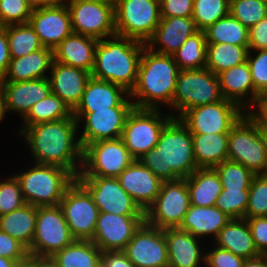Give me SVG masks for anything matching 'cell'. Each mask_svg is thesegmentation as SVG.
<instances>
[{
    "instance_id": "6",
    "label": "cell",
    "mask_w": 267,
    "mask_h": 267,
    "mask_svg": "<svg viewBox=\"0 0 267 267\" xmlns=\"http://www.w3.org/2000/svg\"><path fill=\"white\" fill-rule=\"evenodd\" d=\"M224 99L219 77L209 69L180 70L172 100V108L177 109L179 114L173 117L179 118L190 108L217 103Z\"/></svg>"
},
{
    "instance_id": "2",
    "label": "cell",
    "mask_w": 267,
    "mask_h": 267,
    "mask_svg": "<svg viewBox=\"0 0 267 267\" xmlns=\"http://www.w3.org/2000/svg\"><path fill=\"white\" fill-rule=\"evenodd\" d=\"M138 160L162 182L186 178L198 169L191 133L174 117L162 129L156 147Z\"/></svg>"
},
{
    "instance_id": "60",
    "label": "cell",
    "mask_w": 267,
    "mask_h": 267,
    "mask_svg": "<svg viewBox=\"0 0 267 267\" xmlns=\"http://www.w3.org/2000/svg\"><path fill=\"white\" fill-rule=\"evenodd\" d=\"M26 261L27 260H13L0 256V267H16L18 264Z\"/></svg>"
},
{
    "instance_id": "28",
    "label": "cell",
    "mask_w": 267,
    "mask_h": 267,
    "mask_svg": "<svg viewBox=\"0 0 267 267\" xmlns=\"http://www.w3.org/2000/svg\"><path fill=\"white\" fill-rule=\"evenodd\" d=\"M98 39L71 33L54 50V61L92 73Z\"/></svg>"
},
{
    "instance_id": "51",
    "label": "cell",
    "mask_w": 267,
    "mask_h": 267,
    "mask_svg": "<svg viewBox=\"0 0 267 267\" xmlns=\"http://www.w3.org/2000/svg\"><path fill=\"white\" fill-rule=\"evenodd\" d=\"M256 249L267 254V216L246 218Z\"/></svg>"
},
{
    "instance_id": "32",
    "label": "cell",
    "mask_w": 267,
    "mask_h": 267,
    "mask_svg": "<svg viewBox=\"0 0 267 267\" xmlns=\"http://www.w3.org/2000/svg\"><path fill=\"white\" fill-rule=\"evenodd\" d=\"M228 135L229 133L191 134L197 168H214L228 160Z\"/></svg>"
},
{
    "instance_id": "1",
    "label": "cell",
    "mask_w": 267,
    "mask_h": 267,
    "mask_svg": "<svg viewBox=\"0 0 267 267\" xmlns=\"http://www.w3.org/2000/svg\"><path fill=\"white\" fill-rule=\"evenodd\" d=\"M78 129V122L72 116L29 126L20 135L25 137L35 163L62 167L76 178L82 167L83 152L76 135Z\"/></svg>"
},
{
    "instance_id": "16",
    "label": "cell",
    "mask_w": 267,
    "mask_h": 267,
    "mask_svg": "<svg viewBox=\"0 0 267 267\" xmlns=\"http://www.w3.org/2000/svg\"><path fill=\"white\" fill-rule=\"evenodd\" d=\"M87 189L99 211L126 216H144V211L121 187L118 178L76 177Z\"/></svg>"
},
{
    "instance_id": "42",
    "label": "cell",
    "mask_w": 267,
    "mask_h": 267,
    "mask_svg": "<svg viewBox=\"0 0 267 267\" xmlns=\"http://www.w3.org/2000/svg\"><path fill=\"white\" fill-rule=\"evenodd\" d=\"M230 0H194L192 18L200 31H204L229 14Z\"/></svg>"
},
{
    "instance_id": "59",
    "label": "cell",
    "mask_w": 267,
    "mask_h": 267,
    "mask_svg": "<svg viewBox=\"0 0 267 267\" xmlns=\"http://www.w3.org/2000/svg\"><path fill=\"white\" fill-rule=\"evenodd\" d=\"M32 9L41 8L43 6L51 5L57 0H25Z\"/></svg>"
},
{
    "instance_id": "39",
    "label": "cell",
    "mask_w": 267,
    "mask_h": 267,
    "mask_svg": "<svg viewBox=\"0 0 267 267\" xmlns=\"http://www.w3.org/2000/svg\"><path fill=\"white\" fill-rule=\"evenodd\" d=\"M207 41L204 31L188 37L184 44L173 54L180 70L202 69L206 65Z\"/></svg>"
},
{
    "instance_id": "63",
    "label": "cell",
    "mask_w": 267,
    "mask_h": 267,
    "mask_svg": "<svg viewBox=\"0 0 267 267\" xmlns=\"http://www.w3.org/2000/svg\"><path fill=\"white\" fill-rule=\"evenodd\" d=\"M91 1L106 3V4H110V5L116 4V0H91Z\"/></svg>"
},
{
    "instance_id": "25",
    "label": "cell",
    "mask_w": 267,
    "mask_h": 267,
    "mask_svg": "<svg viewBox=\"0 0 267 267\" xmlns=\"http://www.w3.org/2000/svg\"><path fill=\"white\" fill-rule=\"evenodd\" d=\"M218 77L222 95L226 100L236 103L245 112H249L252 107L254 109L260 95L254 89L247 61L223 70Z\"/></svg>"
},
{
    "instance_id": "4",
    "label": "cell",
    "mask_w": 267,
    "mask_h": 267,
    "mask_svg": "<svg viewBox=\"0 0 267 267\" xmlns=\"http://www.w3.org/2000/svg\"><path fill=\"white\" fill-rule=\"evenodd\" d=\"M145 46L144 42L118 35L98 40L91 76L119 85L131 93L137 83Z\"/></svg>"
},
{
    "instance_id": "62",
    "label": "cell",
    "mask_w": 267,
    "mask_h": 267,
    "mask_svg": "<svg viewBox=\"0 0 267 267\" xmlns=\"http://www.w3.org/2000/svg\"><path fill=\"white\" fill-rule=\"evenodd\" d=\"M259 130H260L261 137L263 138L264 146H265L266 153H267V128H259Z\"/></svg>"
},
{
    "instance_id": "44",
    "label": "cell",
    "mask_w": 267,
    "mask_h": 267,
    "mask_svg": "<svg viewBox=\"0 0 267 267\" xmlns=\"http://www.w3.org/2000/svg\"><path fill=\"white\" fill-rule=\"evenodd\" d=\"M267 216V174H255L244 218Z\"/></svg>"
},
{
    "instance_id": "31",
    "label": "cell",
    "mask_w": 267,
    "mask_h": 267,
    "mask_svg": "<svg viewBox=\"0 0 267 267\" xmlns=\"http://www.w3.org/2000/svg\"><path fill=\"white\" fill-rule=\"evenodd\" d=\"M215 244L244 259L259 255L245 218L230 219L219 231Z\"/></svg>"
},
{
    "instance_id": "21",
    "label": "cell",
    "mask_w": 267,
    "mask_h": 267,
    "mask_svg": "<svg viewBox=\"0 0 267 267\" xmlns=\"http://www.w3.org/2000/svg\"><path fill=\"white\" fill-rule=\"evenodd\" d=\"M126 98L131 99L130 93L123 87L91 76L73 113H90L95 110H109L111 107H135L133 101Z\"/></svg>"
},
{
    "instance_id": "33",
    "label": "cell",
    "mask_w": 267,
    "mask_h": 267,
    "mask_svg": "<svg viewBox=\"0 0 267 267\" xmlns=\"http://www.w3.org/2000/svg\"><path fill=\"white\" fill-rule=\"evenodd\" d=\"M186 184L193 206H213L220 193L222 184L214 168H198L186 177Z\"/></svg>"
},
{
    "instance_id": "52",
    "label": "cell",
    "mask_w": 267,
    "mask_h": 267,
    "mask_svg": "<svg viewBox=\"0 0 267 267\" xmlns=\"http://www.w3.org/2000/svg\"><path fill=\"white\" fill-rule=\"evenodd\" d=\"M194 0H160L161 18L192 17Z\"/></svg>"
},
{
    "instance_id": "40",
    "label": "cell",
    "mask_w": 267,
    "mask_h": 267,
    "mask_svg": "<svg viewBox=\"0 0 267 267\" xmlns=\"http://www.w3.org/2000/svg\"><path fill=\"white\" fill-rule=\"evenodd\" d=\"M6 35L11 58L23 57L43 48L35 29L30 23L7 25Z\"/></svg>"
},
{
    "instance_id": "20",
    "label": "cell",
    "mask_w": 267,
    "mask_h": 267,
    "mask_svg": "<svg viewBox=\"0 0 267 267\" xmlns=\"http://www.w3.org/2000/svg\"><path fill=\"white\" fill-rule=\"evenodd\" d=\"M144 222V216L116 215L99 211L95 235L91 241L102 252L123 251Z\"/></svg>"
},
{
    "instance_id": "5",
    "label": "cell",
    "mask_w": 267,
    "mask_h": 267,
    "mask_svg": "<svg viewBox=\"0 0 267 267\" xmlns=\"http://www.w3.org/2000/svg\"><path fill=\"white\" fill-rule=\"evenodd\" d=\"M34 164L27 171L15 175L26 204L36 207L59 205L65 190L76 178L59 166Z\"/></svg>"
},
{
    "instance_id": "36",
    "label": "cell",
    "mask_w": 267,
    "mask_h": 267,
    "mask_svg": "<svg viewBox=\"0 0 267 267\" xmlns=\"http://www.w3.org/2000/svg\"><path fill=\"white\" fill-rule=\"evenodd\" d=\"M248 52V45L207 43L205 68L218 75L223 70L246 62Z\"/></svg>"
},
{
    "instance_id": "35",
    "label": "cell",
    "mask_w": 267,
    "mask_h": 267,
    "mask_svg": "<svg viewBox=\"0 0 267 267\" xmlns=\"http://www.w3.org/2000/svg\"><path fill=\"white\" fill-rule=\"evenodd\" d=\"M102 251L91 240H75L51 258L58 267H100Z\"/></svg>"
},
{
    "instance_id": "37",
    "label": "cell",
    "mask_w": 267,
    "mask_h": 267,
    "mask_svg": "<svg viewBox=\"0 0 267 267\" xmlns=\"http://www.w3.org/2000/svg\"><path fill=\"white\" fill-rule=\"evenodd\" d=\"M72 116L73 111L69 106L51 92L44 99L35 103L22 118L24 125L22 127L23 129L19 131V134L29 126L49 121H57Z\"/></svg>"
},
{
    "instance_id": "22",
    "label": "cell",
    "mask_w": 267,
    "mask_h": 267,
    "mask_svg": "<svg viewBox=\"0 0 267 267\" xmlns=\"http://www.w3.org/2000/svg\"><path fill=\"white\" fill-rule=\"evenodd\" d=\"M117 178L121 187L144 212L155 201L162 184L139 160H134Z\"/></svg>"
},
{
    "instance_id": "54",
    "label": "cell",
    "mask_w": 267,
    "mask_h": 267,
    "mask_svg": "<svg viewBox=\"0 0 267 267\" xmlns=\"http://www.w3.org/2000/svg\"><path fill=\"white\" fill-rule=\"evenodd\" d=\"M100 267H135L123 251H103Z\"/></svg>"
},
{
    "instance_id": "3",
    "label": "cell",
    "mask_w": 267,
    "mask_h": 267,
    "mask_svg": "<svg viewBox=\"0 0 267 267\" xmlns=\"http://www.w3.org/2000/svg\"><path fill=\"white\" fill-rule=\"evenodd\" d=\"M178 68L173 55H162L143 49L138 67V78L130 98L137 100V108L160 109L164 103L172 107L176 91Z\"/></svg>"
},
{
    "instance_id": "34",
    "label": "cell",
    "mask_w": 267,
    "mask_h": 267,
    "mask_svg": "<svg viewBox=\"0 0 267 267\" xmlns=\"http://www.w3.org/2000/svg\"><path fill=\"white\" fill-rule=\"evenodd\" d=\"M36 218L37 207L25 204L17 210L0 216V230L29 249L35 233Z\"/></svg>"
},
{
    "instance_id": "58",
    "label": "cell",
    "mask_w": 267,
    "mask_h": 267,
    "mask_svg": "<svg viewBox=\"0 0 267 267\" xmlns=\"http://www.w3.org/2000/svg\"><path fill=\"white\" fill-rule=\"evenodd\" d=\"M242 267H267V254L245 259Z\"/></svg>"
},
{
    "instance_id": "29",
    "label": "cell",
    "mask_w": 267,
    "mask_h": 267,
    "mask_svg": "<svg viewBox=\"0 0 267 267\" xmlns=\"http://www.w3.org/2000/svg\"><path fill=\"white\" fill-rule=\"evenodd\" d=\"M230 219L229 216L215 205L205 207L190 205L178 228L188 231L199 239L200 237L203 239L204 236L212 235L215 240L219 231Z\"/></svg>"
},
{
    "instance_id": "11",
    "label": "cell",
    "mask_w": 267,
    "mask_h": 267,
    "mask_svg": "<svg viewBox=\"0 0 267 267\" xmlns=\"http://www.w3.org/2000/svg\"><path fill=\"white\" fill-rule=\"evenodd\" d=\"M133 161L121 137L97 141L83 148L77 177L117 178Z\"/></svg>"
},
{
    "instance_id": "38",
    "label": "cell",
    "mask_w": 267,
    "mask_h": 267,
    "mask_svg": "<svg viewBox=\"0 0 267 267\" xmlns=\"http://www.w3.org/2000/svg\"><path fill=\"white\" fill-rule=\"evenodd\" d=\"M249 29L230 13L204 30L207 43L249 44Z\"/></svg>"
},
{
    "instance_id": "47",
    "label": "cell",
    "mask_w": 267,
    "mask_h": 267,
    "mask_svg": "<svg viewBox=\"0 0 267 267\" xmlns=\"http://www.w3.org/2000/svg\"><path fill=\"white\" fill-rule=\"evenodd\" d=\"M32 11L25 0H0V25L29 23Z\"/></svg>"
},
{
    "instance_id": "56",
    "label": "cell",
    "mask_w": 267,
    "mask_h": 267,
    "mask_svg": "<svg viewBox=\"0 0 267 267\" xmlns=\"http://www.w3.org/2000/svg\"><path fill=\"white\" fill-rule=\"evenodd\" d=\"M255 111L247 112L257 123L259 128H267V96H259L255 104Z\"/></svg>"
},
{
    "instance_id": "7",
    "label": "cell",
    "mask_w": 267,
    "mask_h": 267,
    "mask_svg": "<svg viewBox=\"0 0 267 267\" xmlns=\"http://www.w3.org/2000/svg\"><path fill=\"white\" fill-rule=\"evenodd\" d=\"M228 160L254 174H267V153L258 123L246 113L228 135Z\"/></svg>"
},
{
    "instance_id": "23",
    "label": "cell",
    "mask_w": 267,
    "mask_h": 267,
    "mask_svg": "<svg viewBox=\"0 0 267 267\" xmlns=\"http://www.w3.org/2000/svg\"><path fill=\"white\" fill-rule=\"evenodd\" d=\"M198 31L192 17L161 18L153 36L146 42V47L158 54L173 55L188 37Z\"/></svg>"
},
{
    "instance_id": "45",
    "label": "cell",
    "mask_w": 267,
    "mask_h": 267,
    "mask_svg": "<svg viewBox=\"0 0 267 267\" xmlns=\"http://www.w3.org/2000/svg\"><path fill=\"white\" fill-rule=\"evenodd\" d=\"M249 200V190H226L218 196L215 206L231 219L244 218Z\"/></svg>"
},
{
    "instance_id": "10",
    "label": "cell",
    "mask_w": 267,
    "mask_h": 267,
    "mask_svg": "<svg viewBox=\"0 0 267 267\" xmlns=\"http://www.w3.org/2000/svg\"><path fill=\"white\" fill-rule=\"evenodd\" d=\"M190 205L186 178L163 181L155 201L144 212L145 223L160 229L178 228Z\"/></svg>"
},
{
    "instance_id": "17",
    "label": "cell",
    "mask_w": 267,
    "mask_h": 267,
    "mask_svg": "<svg viewBox=\"0 0 267 267\" xmlns=\"http://www.w3.org/2000/svg\"><path fill=\"white\" fill-rule=\"evenodd\" d=\"M123 252L135 267H168V251L164 229L145 222L134 233Z\"/></svg>"
},
{
    "instance_id": "41",
    "label": "cell",
    "mask_w": 267,
    "mask_h": 267,
    "mask_svg": "<svg viewBox=\"0 0 267 267\" xmlns=\"http://www.w3.org/2000/svg\"><path fill=\"white\" fill-rule=\"evenodd\" d=\"M222 188L226 190H249L254 173L238 162L225 160L214 167Z\"/></svg>"
},
{
    "instance_id": "26",
    "label": "cell",
    "mask_w": 267,
    "mask_h": 267,
    "mask_svg": "<svg viewBox=\"0 0 267 267\" xmlns=\"http://www.w3.org/2000/svg\"><path fill=\"white\" fill-rule=\"evenodd\" d=\"M4 90L6 110L19 113L23 118L38 101L51 93L49 78L26 81H0Z\"/></svg>"
},
{
    "instance_id": "61",
    "label": "cell",
    "mask_w": 267,
    "mask_h": 267,
    "mask_svg": "<svg viewBox=\"0 0 267 267\" xmlns=\"http://www.w3.org/2000/svg\"><path fill=\"white\" fill-rule=\"evenodd\" d=\"M6 113L7 110H6L5 94L0 84V122L4 119Z\"/></svg>"
},
{
    "instance_id": "43",
    "label": "cell",
    "mask_w": 267,
    "mask_h": 267,
    "mask_svg": "<svg viewBox=\"0 0 267 267\" xmlns=\"http://www.w3.org/2000/svg\"><path fill=\"white\" fill-rule=\"evenodd\" d=\"M229 13L250 29L267 17V4L260 0H230Z\"/></svg>"
},
{
    "instance_id": "49",
    "label": "cell",
    "mask_w": 267,
    "mask_h": 267,
    "mask_svg": "<svg viewBox=\"0 0 267 267\" xmlns=\"http://www.w3.org/2000/svg\"><path fill=\"white\" fill-rule=\"evenodd\" d=\"M205 265L207 267H242L244 258L235 255L231 251L216 246L206 253Z\"/></svg>"
},
{
    "instance_id": "66",
    "label": "cell",
    "mask_w": 267,
    "mask_h": 267,
    "mask_svg": "<svg viewBox=\"0 0 267 267\" xmlns=\"http://www.w3.org/2000/svg\"><path fill=\"white\" fill-rule=\"evenodd\" d=\"M260 96H267V91L264 94H261Z\"/></svg>"
},
{
    "instance_id": "53",
    "label": "cell",
    "mask_w": 267,
    "mask_h": 267,
    "mask_svg": "<svg viewBox=\"0 0 267 267\" xmlns=\"http://www.w3.org/2000/svg\"><path fill=\"white\" fill-rule=\"evenodd\" d=\"M249 51L267 49V17L249 29Z\"/></svg>"
},
{
    "instance_id": "24",
    "label": "cell",
    "mask_w": 267,
    "mask_h": 267,
    "mask_svg": "<svg viewBox=\"0 0 267 267\" xmlns=\"http://www.w3.org/2000/svg\"><path fill=\"white\" fill-rule=\"evenodd\" d=\"M50 76L51 92L73 111L80 103L91 73L53 60Z\"/></svg>"
},
{
    "instance_id": "8",
    "label": "cell",
    "mask_w": 267,
    "mask_h": 267,
    "mask_svg": "<svg viewBox=\"0 0 267 267\" xmlns=\"http://www.w3.org/2000/svg\"><path fill=\"white\" fill-rule=\"evenodd\" d=\"M161 20L160 0H116V35L146 43Z\"/></svg>"
},
{
    "instance_id": "55",
    "label": "cell",
    "mask_w": 267,
    "mask_h": 267,
    "mask_svg": "<svg viewBox=\"0 0 267 267\" xmlns=\"http://www.w3.org/2000/svg\"><path fill=\"white\" fill-rule=\"evenodd\" d=\"M11 57L6 35V26L0 25V79L6 74Z\"/></svg>"
},
{
    "instance_id": "65",
    "label": "cell",
    "mask_w": 267,
    "mask_h": 267,
    "mask_svg": "<svg viewBox=\"0 0 267 267\" xmlns=\"http://www.w3.org/2000/svg\"><path fill=\"white\" fill-rule=\"evenodd\" d=\"M261 2L267 4V0H260Z\"/></svg>"
},
{
    "instance_id": "48",
    "label": "cell",
    "mask_w": 267,
    "mask_h": 267,
    "mask_svg": "<svg viewBox=\"0 0 267 267\" xmlns=\"http://www.w3.org/2000/svg\"><path fill=\"white\" fill-rule=\"evenodd\" d=\"M255 57L251 51L247 55L251 78L255 91L261 95L267 91V49L256 50Z\"/></svg>"
},
{
    "instance_id": "64",
    "label": "cell",
    "mask_w": 267,
    "mask_h": 267,
    "mask_svg": "<svg viewBox=\"0 0 267 267\" xmlns=\"http://www.w3.org/2000/svg\"><path fill=\"white\" fill-rule=\"evenodd\" d=\"M16 267H30V264L26 261V262L18 264Z\"/></svg>"
},
{
    "instance_id": "50",
    "label": "cell",
    "mask_w": 267,
    "mask_h": 267,
    "mask_svg": "<svg viewBox=\"0 0 267 267\" xmlns=\"http://www.w3.org/2000/svg\"><path fill=\"white\" fill-rule=\"evenodd\" d=\"M0 256L13 260H27L29 254L21 242L0 230Z\"/></svg>"
},
{
    "instance_id": "19",
    "label": "cell",
    "mask_w": 267,
    "mask_h": 267,
    "mask_svg": "<svg viewBox=\"0 0 267 267\" xmlns=\"http://www.w3.org/2000/svg\"><path fill=\"white\" fill-rule=\"evenodd\" d=\"M29 23L42 46L52 50L72 33L70 13L64 0L33 9Z\"/></svg>"
},
{
    "instance_id": "12",
    "label": "cell",
    "mask_w": 267,
    "mask_h": 267,
    "mask_svg": "<svg viewBox=\"0 0 267 267\" xmlns=\"http://www.w3.org/2000/svg\"><path fill=\"white\" fill-rule=\"evenodd\" d=\"M75 240L59 205L37 207L35 233L28 249L29 255L52 257Z\"/></svg>"
},
{
    "instance_id": "46",
    "label": "cell",
    "mask_w": 267,
    "mask_h": 267,
    "mask_svg": "<svg viewBox=\"0 0 267 267\" xmlns=\"http://www.w3.org/2000/svg\"><path fill=\"white\" fill-rule=\"evenodd\" d=\"M26 204L20 183L15 176L0 181V216L17 210Z\"/></svg>"
},
{
    "instance_id": "9",
    "label": "cell",
    "mask_w": 267,
    "mask_h": 267,
    "mask_svg": "<svg viewBox=\"0 0 267 267\" xmlns=\"http://www.w3.org/2000/svg\"><path fill=\"white\" fill-rule=\"evenodd\" d=\"M160 111L134 107L128 115L121 139L134 160L156 147L162 129L173 118V113Z\"/></svg>"
},
{
    "instance_id": "15",
    "label": "cell",
    "mask_w": 267,
    "mask_h": 267,
    "mask_svg": "<svg viewBox=\"0 0 267 267\" xmlns=\"http://www.w3.org/2000/svg\"><path fill=\"white\" fill-rule=\"evenodd\" d=\"M70 13L72 32L98 40L116 35L115 5L91 0H64Z\"/></svg>"
},
{
    "instance_id": "13",
    "label": "cell",
    "mask_w": 267,
    "mask_h": 267,
    "mask_svg": "<svg viewBox=\"0 0 267 267\" xmlns=\"http://www.w3.org/2000/svg\"><path fill=\"white\" fill-rule=\"evenodd\" d=\"M69 229L76 240H92L99 209L87 189L75 179L59 203Z\"/></svg>"
},
{
    "instance_id": "30",
    "label": "cell",
    "mask_w": 267,
    "mask_h": 267,
    "mask_svg": "<svg viewBox=\"0 0 267 267\" xmlns=\"http://www.w3.org/2000/svg\"><path fill=\"white\" fill-rule=\"evenodd\" d=\"M53 60V50L45 47L23 57L11 58L7 72L0 81L17 82L48 78L46 72L48 69L50 71Z\"/></svg>"
},
{
    "instance_id": "57",
    "label": "cell",
    "mask_w": 267,
    "mask_h": 267,
    "mask_svg": "<svg viewBox=\"0 0 267 267\" xmlns=\"http://www.w3.org/2000/svg\"><path fill=\"white\" fill-rule=\"evenodd\" d=\"M27 262L30 264V267H58L51 257L29 255Z\"/></svg>"
},
{
    "instance_id": "27",
    "label": "cell",
    "mask_w": 267,
    "mask_h": 267,
    "mask_svg": "<svg viewBox=\"0 0 267 267\" xmlns=\"http://www.w3.org/2000/svg\"><path fill=\"white\" fill-rule=\"evenodd\" d=\"M168 251V267H199L202 261L205 266L206 254H202L199 238L179 228L164 229Z\"/></svg>"
},
{
    "instance_id": "18",
    "label": "cell",
    "mask_w": 267,
    "mask_h": 267,
    "mask_svg": "<svg viewBox=\"0 0 267 267\" xmlns=\"http://www.w3.org/2000/svg\"><path fill=\"white\" fill-rule=\"evenodd\" d=\"M134 107H111L109 110H95L90 113H73L78 122H85L84 130L79 135L82 149L90 144L101 140L116 139L122 136L128 115Z\"/></svg>"
},
{
    "instance_id": "14",
    "label": "cell",
    "mask_w": 267,
    "mask_h": 267,
    "mask_svg": "<svg viewBox=\"0 0 267 267\" xmlns=\"http://www.w3.org/2000/svg\"><path fill=\"white\" fill-rule=\"evenodd\" d=\"M246 113L236 103L224 99L190 108L179 119L191 134L229 133Z\"/></svg>"
}]
</instances>
